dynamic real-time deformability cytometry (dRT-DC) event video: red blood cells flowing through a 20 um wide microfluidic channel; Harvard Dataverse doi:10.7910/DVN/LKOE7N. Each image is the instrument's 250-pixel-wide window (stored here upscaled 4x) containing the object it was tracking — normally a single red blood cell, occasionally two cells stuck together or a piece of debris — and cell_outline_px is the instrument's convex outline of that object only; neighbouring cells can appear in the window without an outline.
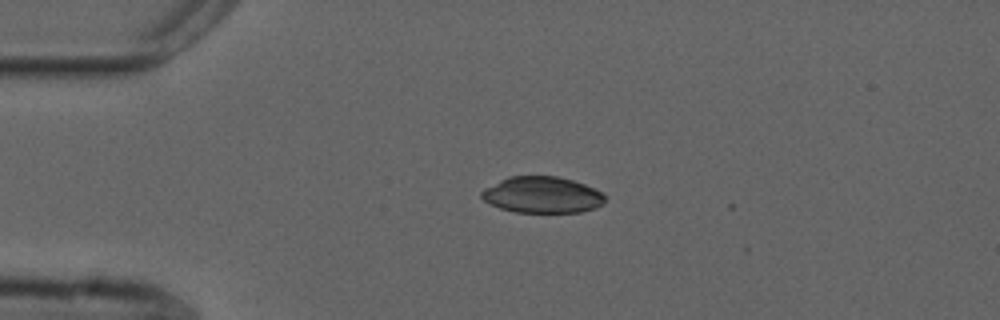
{"species": "common noctule bat (a hibernating species)", "species_latin": "Nyctalus noctula", "temperature_condition": "cold", "stored_images_in_passage": 11, "camera_frame_rate_fps": 3000, "um_per_image_px": 0.085, "animal": {"sex": "male", "forearm_length_mm": 52.5}, "frame": {"image": 1, "passage_image": 1, "time_ms": 0.0, "image_size_px": [1000, 320], "cell_outline_px": [[604, 204], [596, 208], [580, 212], [516, 212], [500, 208], [484, 200], [480, 196], [480, 192], [484, 188], [508, 176], [556, 176], [572, 180], [584, 184], [604, 192]], "centroid_in_image_um": [46.1, 16.56], "position_along_channel_um": 38.9, "area_um2": 26.18}}
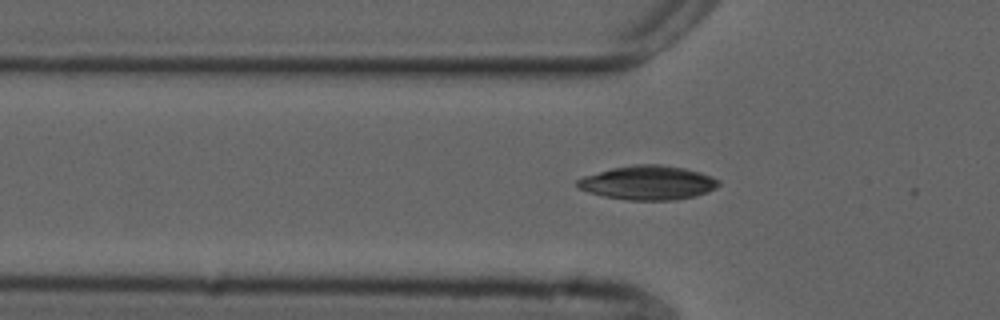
{"frame": {"image": 2, "passage_image": 6, "time_ms": 1.667, "image_size_px": [1000, 320], "cell_outline_px": [[720, 184], [716, 188], [708, 192], [696, 196], [676, 200], [628, 200], [604, 196], [588, 192], [580, 188], [576, 184], [576, 180], [584, 176], [612, 168], [632, 164], [660, 164], [684, 168], [700, 172], [712, 176], [720, 180]], "centroid_in_image_um": [55.11, 15.53], "position_along_channel_um": 70.7, "area_um2": 28.21}}
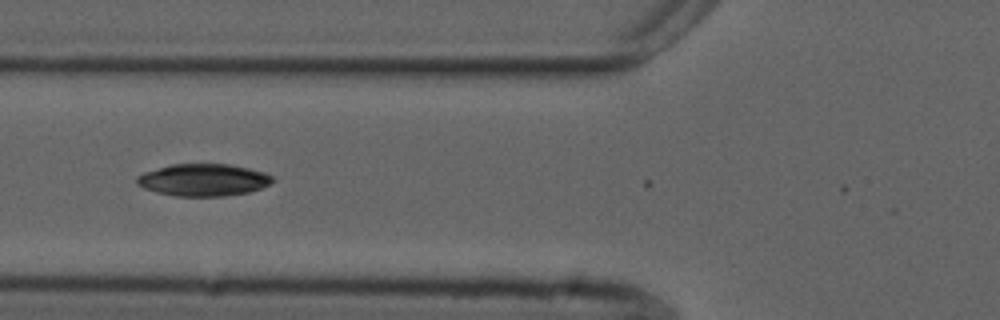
{"frame": {"image": 3, "passage_image": 9, "time_ms": 2.667, "image_size_px": [1000, 320], "cell_outline_px": [[276, 180], [260, 188], [248, 192], [224, 196], [176, 196], [144, 188], [136, 184], [136, 176], [144, 172], [172, 164], [232, 164], [264, 172], [272, 176]], "centroid_in_image_um": [17.29, 15.28], "position_along_channel_um": 108.5, "area_um2": 25.32}}